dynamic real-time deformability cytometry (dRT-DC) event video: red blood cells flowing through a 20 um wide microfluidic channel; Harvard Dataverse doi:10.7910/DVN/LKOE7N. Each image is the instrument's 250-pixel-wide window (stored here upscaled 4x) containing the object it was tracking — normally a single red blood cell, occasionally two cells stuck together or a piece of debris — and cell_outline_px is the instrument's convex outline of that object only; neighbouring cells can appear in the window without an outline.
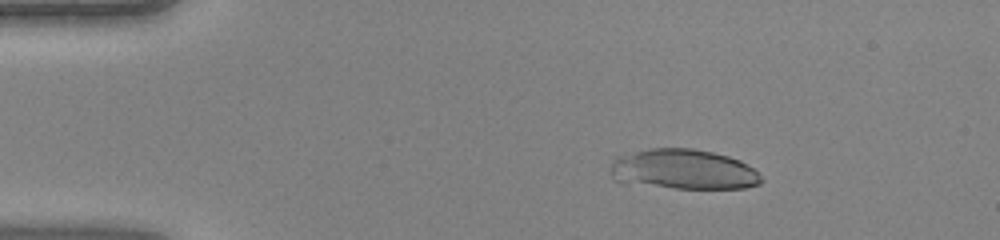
{"species": "human", "species_latin": "Homo sapiens", "temperature_condition": "warm", "stored_images_in_passage": 43, "camera_frame_rate_fps": 3000, "um_per_image_px": 0.085, "donor": {"sex": "female"}, "frame": {"image": 1, "passage_image": 8, "time_ms": 2.333, "image_size_px": [1000, 240], "cell_outline_px": [[764, 180], [760, 184], [744, 188], [676, 188], [624, 184], [616, 180], [612, 172], [612, 164], [616, 156], [648, 148], [692, 148], [712, 152], [728, 156], [740, 160], [752, 168]], "centroid_in_image_um": [58.07, 14.4], "position_along_channel_um": 26.9, "area_um2": 35.32}}
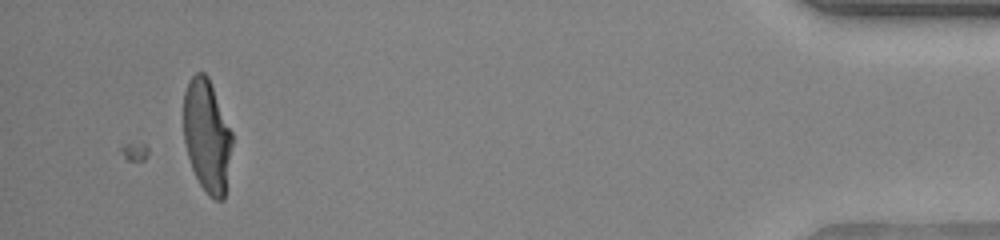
{"frame": {"image": 2, "passage_image": 43, "time_ms": 14.0, "image_size_px": [1000, 240], "cell_outline_px": [[232, 144], [224, 200], [212, 200], [208, 196], [200, 184], [192, 168], [188, 156], [184, 140], [184, 92], [188, 80], [196, 72], [204, 72], [208, 76], [232, 132]], "centroid_in_image_um": [17.59, 11.55], "position_along_channel_um": 417.6, "area_um2": 31.91}}